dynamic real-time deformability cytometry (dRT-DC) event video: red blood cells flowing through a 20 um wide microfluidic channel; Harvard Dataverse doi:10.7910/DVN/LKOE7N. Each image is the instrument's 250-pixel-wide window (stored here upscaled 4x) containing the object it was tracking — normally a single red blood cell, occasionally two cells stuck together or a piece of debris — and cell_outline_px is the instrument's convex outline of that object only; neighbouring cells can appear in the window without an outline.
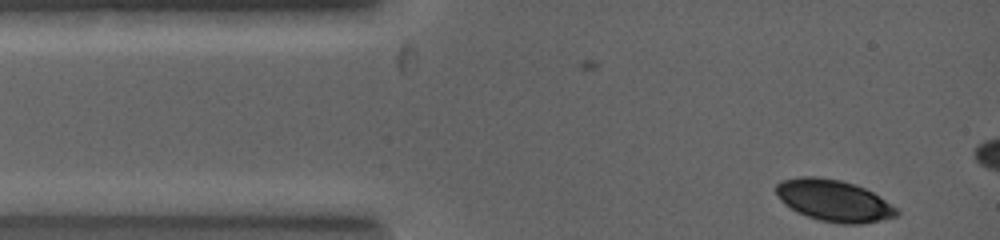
{"species": "common noctule bat (a hibernating species)", "species_latin": "Nyctalus noctula", "temperature_condition": "warm", "stored_images_in_passage": 4, "camera_frame_rate_fps": 5000, "um_per_image_px": 0.085, "animal": {"sex": "female", "body_mass_g": 19.0, "forearm_length_mm": 53.3}, "frame": {"image": 1, "passage_image": 1, "time_ms": 0.0, "image_size_px": [1000, 240], "cell_outline_px": [[900, 212], [896, 216], [880, 220], [860, 224], [840, 224], [816, 220], [784, 204], [780, 200], [776, 192], [776, 184], [780, 180], [800, 176], [816, 176], [840, 180], [856, 184], [880, 196], [896, 208]], "centroid_in_image_um": [70.86, 17.04], "position_along_channel_um": 14.1, "area_um2": 29.25}}